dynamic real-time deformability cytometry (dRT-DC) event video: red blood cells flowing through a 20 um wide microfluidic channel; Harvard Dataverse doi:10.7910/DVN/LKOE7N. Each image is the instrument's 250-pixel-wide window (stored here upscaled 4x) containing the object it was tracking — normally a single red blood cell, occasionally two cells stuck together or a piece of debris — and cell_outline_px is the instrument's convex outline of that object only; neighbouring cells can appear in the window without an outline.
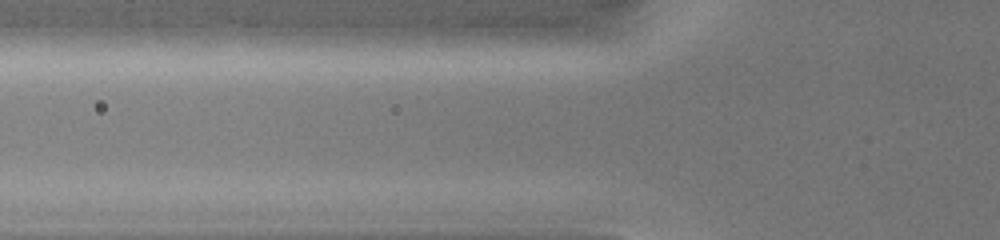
{"species": "common noctule bat (a hibernating species)", "species_latin": "Nyctalus noctula", "temperature_condition": "warm", "stored_images_in_passage": 3, "camera_frame_rate_fps": 3000, "um_per_image_px": 0.085, "animal": {"sex": "female", "body_mass_g": 19.0, "forearm_length_mm": 51.5}, "frame": {"image": 1, "passage_image": 2, "time_ms": 0.333, "image_size_px": [1000, 240], "cell_outline_px": [[604, 40], [600, 44], [576, 48], [440, 48], [440, 44], [452, 32], [468, 24], [572, 24]], "centroid_in_image_um": [44.21, 3.12], "position_along_channel_um": 81.6, "area_um2": 24.39}}